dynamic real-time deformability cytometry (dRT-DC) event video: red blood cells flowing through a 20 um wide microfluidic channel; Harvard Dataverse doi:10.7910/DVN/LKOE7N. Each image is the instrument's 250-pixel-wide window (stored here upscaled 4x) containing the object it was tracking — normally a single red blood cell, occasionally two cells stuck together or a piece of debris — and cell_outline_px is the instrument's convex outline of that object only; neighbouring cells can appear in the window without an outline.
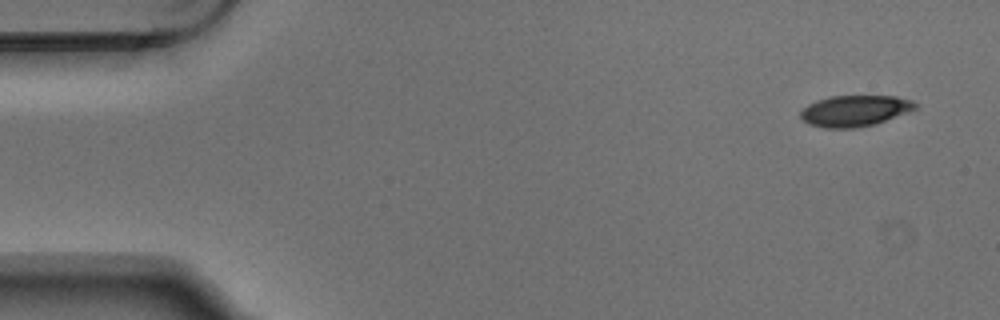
{"species": "Egyptian fruit bat (a non-hibernating species)", "species_latin": "Rousettus aegyptiacus", "temperature_condition": "warm", "stored_images_in_passage": 4, "camera_frame_rate_fps": 3000, "um_per_image_px": 0.085, "animal": {"sex": "male"}, "frame": {"image": 1, "passage_image": 1, "time_ms": 0.0, "image_size_px": [1000, 320], "cell_outline_px": [[916, 108], [884, 120], [872, 124], [856, 128], [824, 128], [808, 124], [800, 116], [800, 112], [808, 104], [816, 100], [832, 96], [896, 96], [912, 100], [916, 104]], "centroid_in_image_um": [72.6, 9.41], "position_along_channel_um": 12.4, "area_um2": 20.46}}